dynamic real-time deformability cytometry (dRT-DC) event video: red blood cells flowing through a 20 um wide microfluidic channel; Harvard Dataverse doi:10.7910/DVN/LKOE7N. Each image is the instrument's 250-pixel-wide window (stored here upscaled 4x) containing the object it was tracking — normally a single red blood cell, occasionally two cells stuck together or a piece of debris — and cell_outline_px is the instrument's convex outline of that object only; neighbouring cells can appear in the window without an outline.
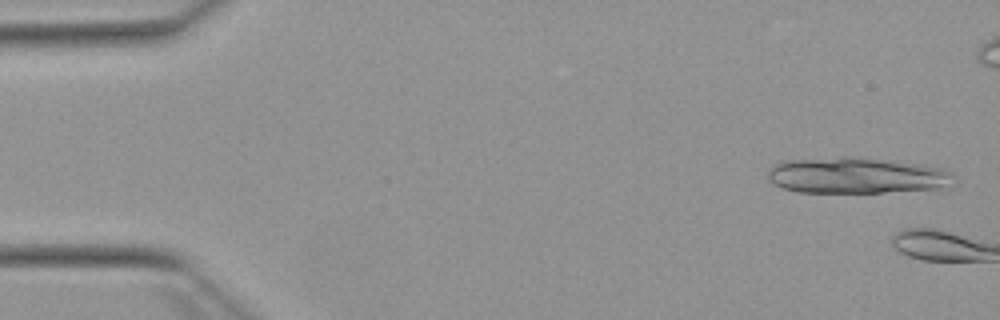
{"species": "Egyptian fruit bat (a non-hibernating species)", "species_latin": "Rousettus aegyptiacus", "temperature_condition": "warm", "stored_images_in_passage": 4, "camera_frame_rate_fps": 3000, "um_per_image_px": 0.085, "animal": {"sex": "female"}, "frame": {"image": 1, "passage_image": 2, "time_ms": 0.333, "image_size_px": [1000, 320], "cell_outline_px": [[952, 172], [936, 188], [880, 192], [800, 192], [784, 188], [768, 180], [768, 168], [784, 160], [880, 160], [924, 164], [944, 168]], "centroid_in_image_um": [72.69, 14.95], "position_along_channel_um": 12.3, "area_um2": 36.65}}